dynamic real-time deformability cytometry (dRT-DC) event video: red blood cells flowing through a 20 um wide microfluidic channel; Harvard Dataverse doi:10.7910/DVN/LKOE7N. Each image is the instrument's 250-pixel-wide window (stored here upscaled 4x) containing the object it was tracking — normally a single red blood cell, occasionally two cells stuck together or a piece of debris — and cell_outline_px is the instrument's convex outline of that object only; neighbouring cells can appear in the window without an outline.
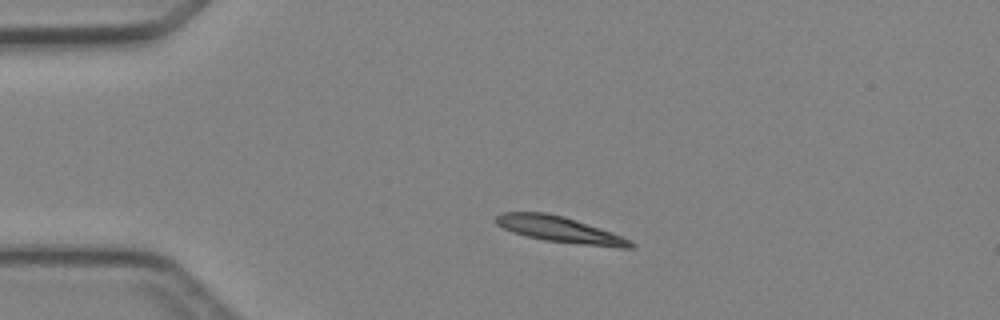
{"species": "Egyptian fruit bat (a non-hibernating species)", "species_latin": "Rousettus aegyptiacus", "temperature_condition": "cold", "stored_images_in_passage": 3, "camera_frame_rate_fps": 3000, "um_per_image_px": 0.085, "animal": {"sex": "female"}, "frame": {"image": 1, "passage_image": 1, "time_ms": 0.0, "image_size_px": [1000, 320], "cell_outline_px": [[636, 244], [632, 248], [620, 248], [544, 240], [512, 232], [496, 224], [492, 220], [496, 216], [504, 212], [544, 212], [564, 216], [612, 232]], "centroid_in_image_um": [47.54, 19.5], "position_along_channel_um": 37.5, "area_um2": 20.11}}
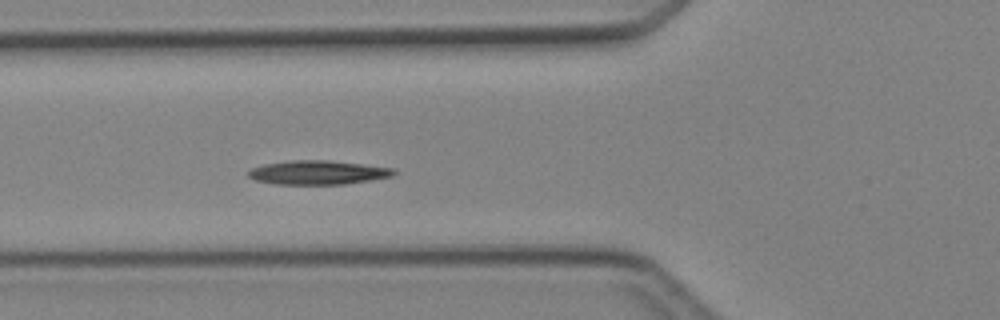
{"frame": {"image": 2, "passage_image": 3, "time_ms": 2.333, "image_size_px": [1000, 320], "cell_outline_px": [[400, 172], [392, 176], [344, 184], [276, 184], [256, 180], [248, 176], [248, 172], [252, 168], [264, 164], [292, 160], [328, 160], [392, 168]], "centroid_in_image_um": [27.02, 14.66], "position_along_channel_um": 98.8, "area_um2": 20.11}}